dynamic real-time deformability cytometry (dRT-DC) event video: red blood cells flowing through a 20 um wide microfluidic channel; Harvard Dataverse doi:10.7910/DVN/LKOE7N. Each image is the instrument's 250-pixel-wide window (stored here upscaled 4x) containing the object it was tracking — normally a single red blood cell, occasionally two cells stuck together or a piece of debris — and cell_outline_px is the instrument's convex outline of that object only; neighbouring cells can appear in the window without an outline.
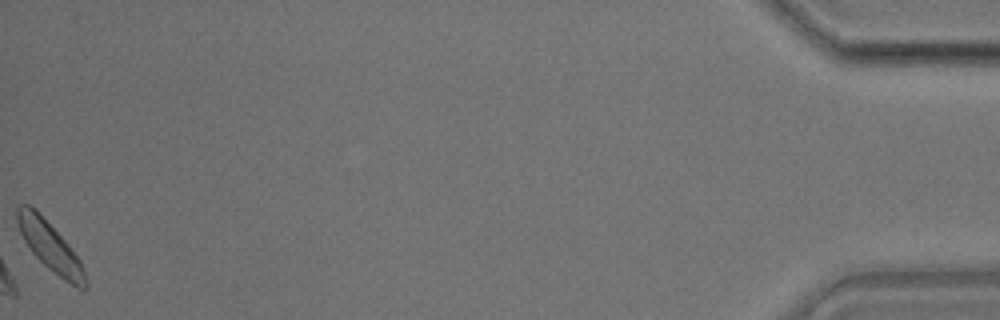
{"species": "common noctule bat (a hibernating species)", "species_latin": "Nyctalus noctula", "temperature_condition": "room temperature", "stored_images_in_passage": 28, "camera_frame_rate_fps": 3000, "um_per_image_px": 0.085, "animal": {"sex": "male", "body_mass_g": 17.9}, "frame": {"image": 1, "passage_image": 28, "time_ms": 9.0, "image_size_px": [1000, 320], "cell_outline_px": [[88, 288], [80, 288], [64, 280], [48, 268], [32, 252], [24, 240], [20, 232], [16, 220], [16, 204], [28, 204], [68, 244], [80, 260], [84, 268], [88, 284]], "centroid_in_image_um": [4.25, 20.98], "position_along_channel_um": 430.9, "area_um2": 18.9}}